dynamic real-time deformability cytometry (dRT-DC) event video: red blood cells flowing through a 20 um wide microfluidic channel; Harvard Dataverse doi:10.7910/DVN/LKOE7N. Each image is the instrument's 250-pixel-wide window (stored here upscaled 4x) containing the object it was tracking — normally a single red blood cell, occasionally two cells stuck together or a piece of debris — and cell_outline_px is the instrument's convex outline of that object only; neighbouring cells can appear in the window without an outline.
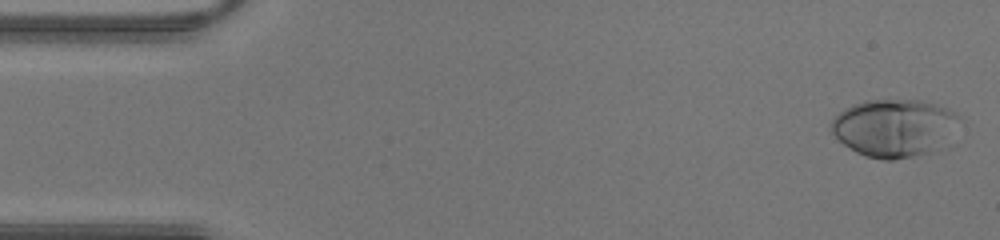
{"species": "human", "species_latin": "Homo sapiens", "temperature_condition": "warm", "stored_images_in_passage": 42, "camera_frame_rate_fps": 3000, "um_per_image_px": 0.085, "donor": {"sex": "male"}, "frame": {"image": 1, "passage_image": 1, "time_ms": 0.0, "image_size_px": [1000, 240], "cell_outline_px": [[964, 116], [928, 152], [912, 156], [892, 160], [884, 160], [864, 156], [856, 152], [844, 144], [832, 132], [832, 120], [840, 112], [852, 104], [864, 100], [920, 100], [936, 104], [948, 108]], "centroid_in_image_um": [75.94, 10.83], "position_along_channel_um": 9.1, "area_um2": 41.96}}
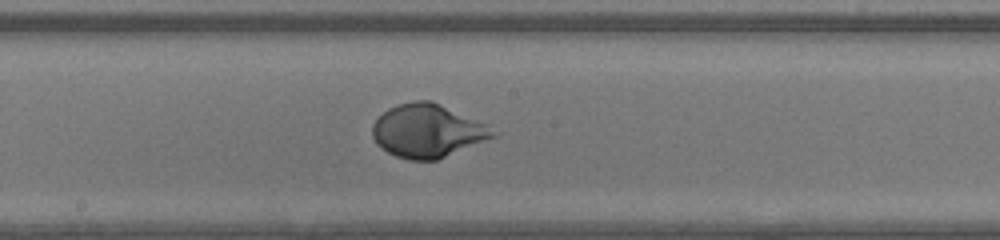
{"frame": {"image": 2, "passage_image": 22, "time_ms": 7.0, "image_size_px": [1000, 240], "cell_outline_px": [[500, 132], [496, 136], [436, 160], [408, 160], [396, 156], [380, 148], [376, 144], [372, 136], [372, 124], [388, 108], [396, 104], [412, 100], [432, 100], [488, 124]], "centroid_in_image_um": [36.35, 11.1], "position_along_channel_um": 211.9, "area_um2": 37.74}}
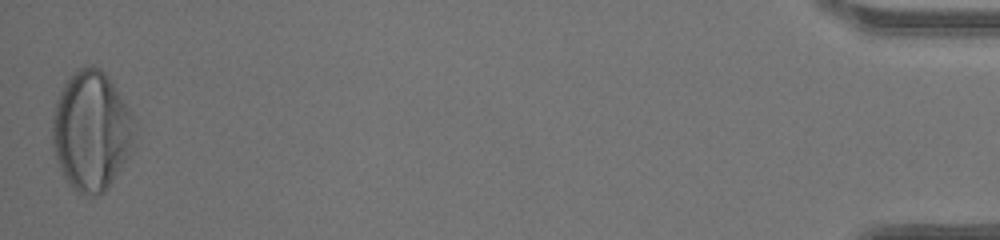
{"frame": {"image": 3, "passage_image": 42, "time_ms": 13.667, "image_size_px": [1000, 240], "cell_outline_px": [[132, 152], [108, 188], [100, 196], [80, 196], [68, 184], [60, 172], [52, 144], [52, 116], [56, 100], [64, 84], [76, 68], [88, 64], [100, 68], [108, 76], [128, 108], [132, 116]], "centroid_in_image_um": [7.72, 11.16], "position_along_channel_um": 427.5, "area_um2": 57.63}}